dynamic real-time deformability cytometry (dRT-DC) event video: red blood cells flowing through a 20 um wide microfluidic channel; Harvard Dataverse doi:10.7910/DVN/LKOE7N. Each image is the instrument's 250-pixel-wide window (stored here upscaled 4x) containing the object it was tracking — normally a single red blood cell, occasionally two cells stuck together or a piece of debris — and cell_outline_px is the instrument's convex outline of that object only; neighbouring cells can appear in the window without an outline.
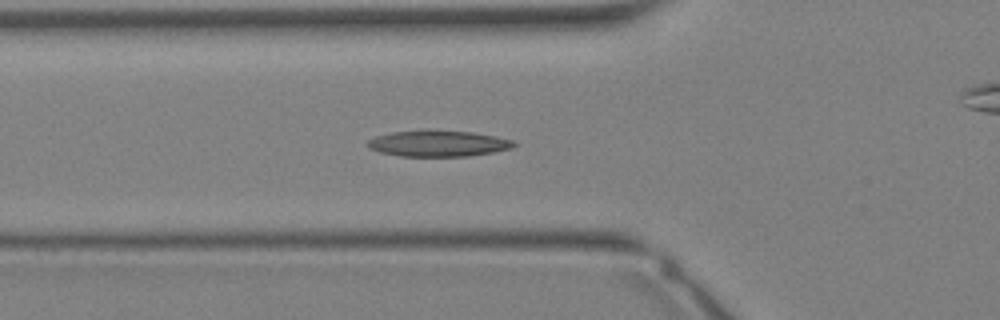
{"species": "Egyptian fruit bat (a non-hibernating species)", "species_latin": "Rousettus aegyptiacus", "temperature_condition": "warm", "stored_images_in_passage": 35, "camera_frame_rate_fps": 3000, "um_per_image_px": 0.085, "animal": {"sex": "female"}, "frame": {"image": 1, "passage_image": 12, "time_ms": 3.667, "image_size_px": [1000, 320], "cell_outline_px": [[516, 144], [512, 148], [492, 152], [468, 156], [400, 156], [380, 152], [368, 148], [368, 140], [376, 136], [392, 132], [424, 128], [428, 128], [472, 132], [496, 136], [512, 140]], "centroid_in_image_um": [37.22, 12.17], "position_along_channel_um": 88.6, "area_um2": 22.66}}
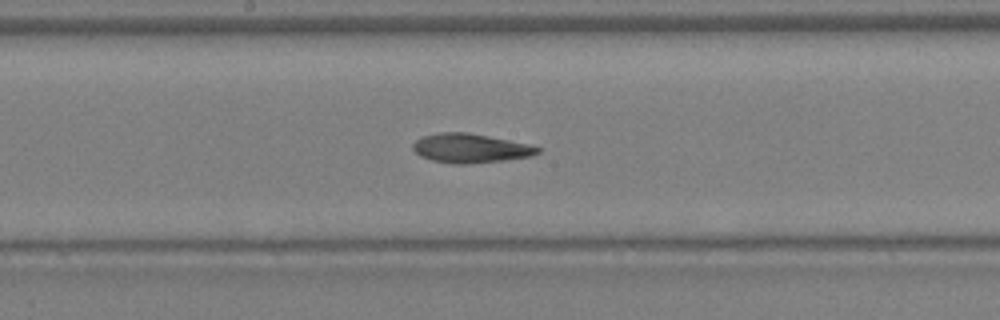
{"frame": {"image": 2, "passage_image": 18, "time_ms": 5.667, "image_size_px": [1000, 320], "cell_outline_px": [[540, 152], [532, 156], [504, 160], [468, 164], [456, 164], [432, 160], [420, 156], [412, 148], [412, 144], [420, 136], [440, 132], [468, 132], [528, 144], [540, 148]], "centroid_in_image_um": [39.95, 12.59], "position_along_channel_um": 208.2, "area_um2": 21.15}}
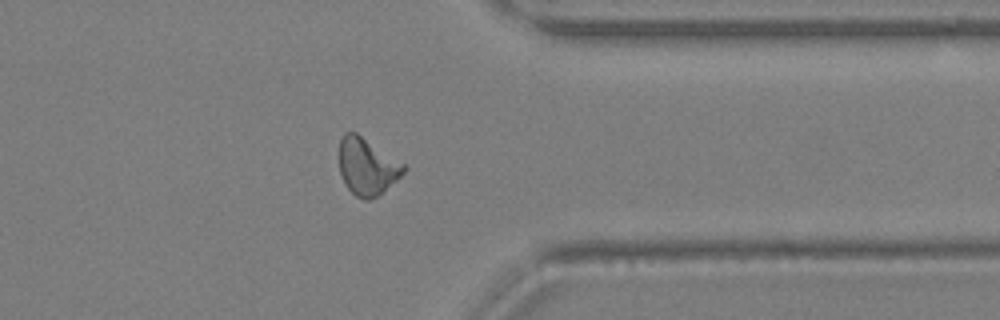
{"frame": {"image": 3, "passage_image": 27, "time_ms": 8.667, "image_size_px": [1000, 320], "cell_outline_px": [[408, 168], [396, 180], [376, 196], [368, 200], [364, 200], [356, 196], [344, 184], [340, 172], [340, 140], [344, 132], [356, 132], [404, 164]], "centroid_in_image_um": [31.18, 14.15], "position_along_channel_um": 380.2, "area_um2": 21.04}}